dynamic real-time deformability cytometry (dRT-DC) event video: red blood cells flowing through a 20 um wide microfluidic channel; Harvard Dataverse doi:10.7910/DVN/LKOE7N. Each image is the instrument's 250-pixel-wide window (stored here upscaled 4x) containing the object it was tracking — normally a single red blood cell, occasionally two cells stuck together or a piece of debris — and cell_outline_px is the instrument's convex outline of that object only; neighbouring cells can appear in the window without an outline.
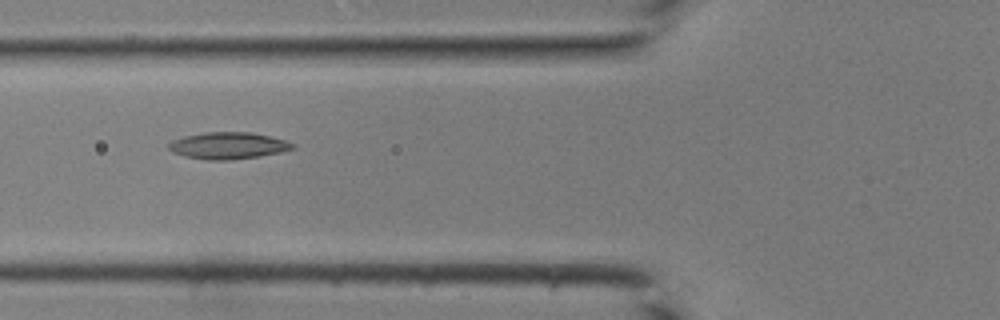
{"species": "common noctule bat (a hibernating species)", "species_latin": "Nyctalus noctula", "temperature_condition": "room temperature", "stored_images_in_passage": 42, "camera_frame_rate_fps": 3000, "um_per_image_px": 0.085, "animal": {"sex": "male", "body_mass_g": 19.0, "forearm_length_mm": 50.8}, "frame": {"image": 1, "passage_image": 16, "time_ms": 5.0, "image_size_px": [1000, 320], "cell_outline_px": [[296, 148], [280, 152], [260, 156], [228, 160], [208, 160], [184, 156], [172, 152], [168, 148], [168, 144], [172, 140], [184, 136], [204, 132], [248, 132], [272, 136], [296, 144]], "centroid_in_image_um": [19.39, 12.37], "position_along_channel_um": 106.4, "area_um2": 19.42}}
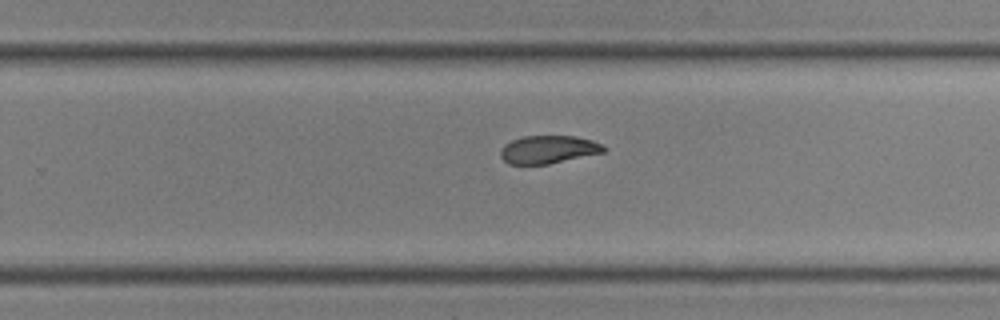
{"frame": {"image": 2, "passage_image": 27, "time_ms": 8.667, "image_size_px": [1000, 320], "cell_outline_px": [[608, 148], [604, 152], [548, 164], [508, 164], [500, 156], [500, 148], [504, 144], [512, 140], [524, 136], [576, 136], [592, 140], [604, 144]], "centroid_in_image_um": [46.62, 12.7], "position_along_channel_um": 283.2, "area_um2": 16.94}}
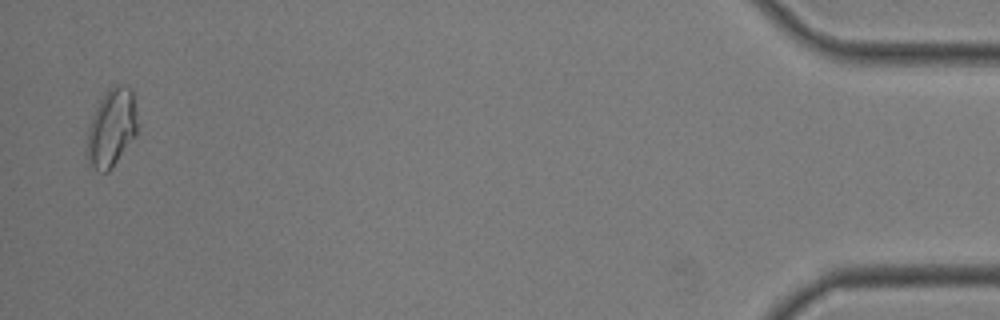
{"frame": {"image": 3, "passage_image": 41, "time_ms": 13.333, "image_size_px": [1000, 320], "cell_outline_px": [[136, 136], [112, 168], [108, 172], [96, 172], [88, 164], [84, 152], [88, 124], [100, 100], [108, 88], [116, 84], [120, 84], [128, 88], [132, 92], [136, 112]], "centroid_in_image_um": [9.42, 10.94], "position_along_channel_um": 425.8, "area_um2": 23.41}}